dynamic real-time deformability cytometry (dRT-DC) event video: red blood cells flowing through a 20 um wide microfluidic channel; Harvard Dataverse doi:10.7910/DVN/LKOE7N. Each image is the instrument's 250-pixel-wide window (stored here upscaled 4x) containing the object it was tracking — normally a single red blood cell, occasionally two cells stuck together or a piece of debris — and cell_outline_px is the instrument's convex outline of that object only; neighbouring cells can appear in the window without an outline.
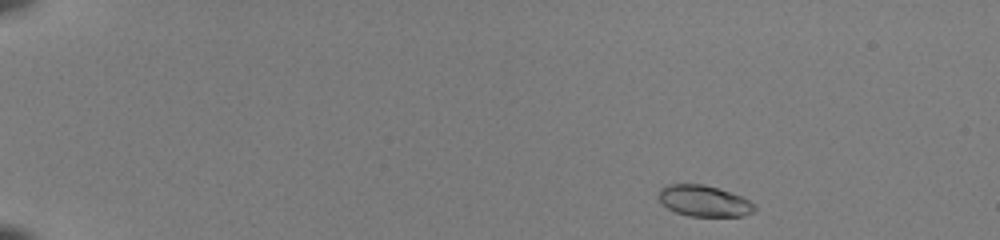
{"species": "common noctule bat (a hibernating species)", "species_latin": "Nyctalus noctula", "temperature_condition": "room temperature", "stored_images_in_passage": 45, "camera_frame_rate_fps": 3000, "um_per_image_px": 0.085, "animal": {"sex": "female", "body_mass_g": 22.0, "forearm_length_mm": 56.7}, "frame": {"image": 1, "passage_image": 1, "time_ms": 0.0, "image_size_px": [1000, 240], "cell_outline_px": [[756, 208], [752, 212], [744, 216], [688, 216], [676, 212], [668, 208], [660, 200], [660, 188], [668, 184], [704, 184], [740, 196], [756, 204]], "centroid_in_image_um": [59.85, 17.09], "position_along_channel_um": 25.1, "area_um2": 17.17}}
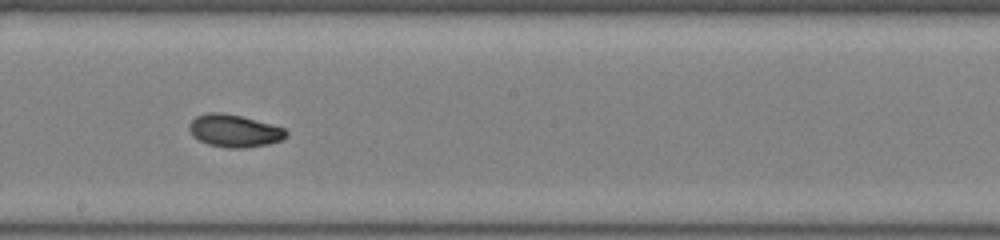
{"frame": {"image": 2, "passage_image": 25, "time_ms": 8.0, "image_size_px": [1000, 240], "cell_outline_px": [[288, 132], [284, 140], [268, 144], [244, 148], [228, 148], [208, 144], [192, 136], [188, 128], [188, 124], [196, 116], [208, 112], [220, 112], [240, 116], [284, 128]], "centroid_in_image_um": [19.9, 11.12], "position_along_channel_um": 228.3, "area_um2": 18.32}}
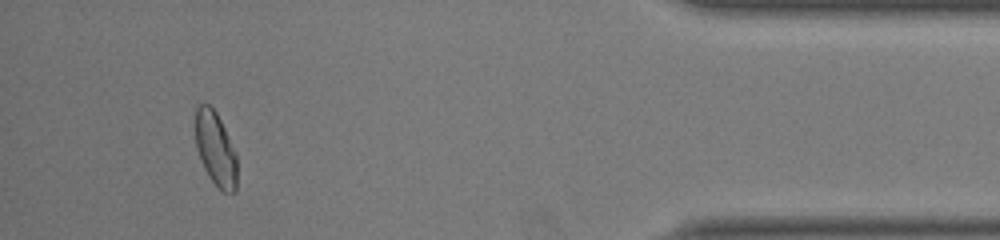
{"frame": {"image": 3, "passage_image": 42, "time_ms": 13.667, "image_size_px": [1000, 240], "cell_outline_px": [[236, 192], [224, 192], [208, 176], [204, 168], [196, 148], [196, 108], [200, 104], [208, 104], [216, 112], [236, 152]], "centroid_in_image_um": [18.32, 12.66], "position_along_channel_um": 416.9, "area_um2": 17.63}, "authors_computed_cell_mechanics": {"area_um2": 17.9758, "velocity_mm_per_s": 4.0801, "shape_relaxation_time_tau1_ms": 3.4539, "shape_relaxation_time_tau2_ms": 2.0973, "deformation_change_tau1": 0.1222, "deformation_change_tau2": 0.0538}}